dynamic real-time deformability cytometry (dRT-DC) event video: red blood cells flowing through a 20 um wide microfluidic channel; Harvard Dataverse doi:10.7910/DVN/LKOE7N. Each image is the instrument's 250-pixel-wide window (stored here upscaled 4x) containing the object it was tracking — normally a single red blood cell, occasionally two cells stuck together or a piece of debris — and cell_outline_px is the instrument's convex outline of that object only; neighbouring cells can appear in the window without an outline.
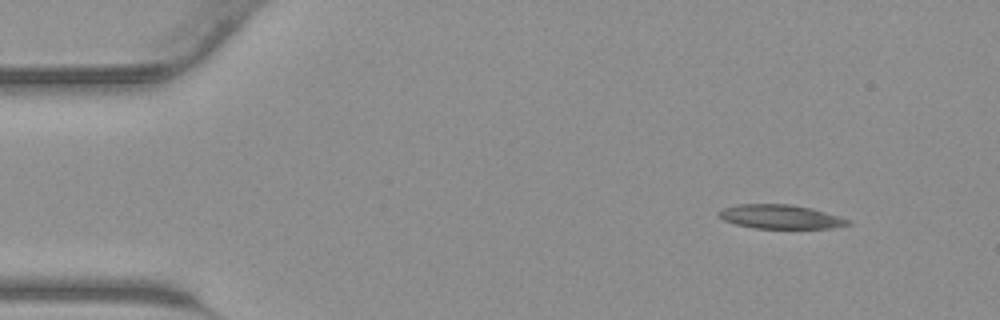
{"species": "common noctule bat (a hibernating species)", "species_latin": "Nyctalus noctula", "temperature_condition": "warm", "stored_images_in_passage": 39, "camera_frame_rate_fps": 3000, "um_per_image_px": 0.085, "animal": {"sex": "male", "body_mass_g": 23.1, "forearm_length_mm": 52.7}, "frame": {"image": 1, "passage_image": 1, "time_ms": 0.0, "image_size_px": [1000, 320], "cell_outline_px": [[852, 224], [832, 228], [752, 228], [736, 224], [724, 220], [716, 212], [724, 208], [740, 204], [788, 204], [808, 208], [824, 212], [852, 220]], "centroid_in_image_um": [66.34, 18.43], "position_along_channel_um": 18.7, "area_um2": 17.86}}
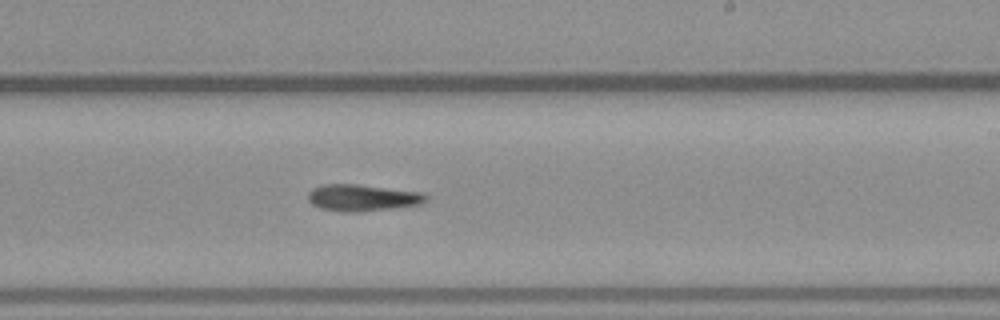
{"frame": {"image": 2, "passage_image": 22, "time_ms": 7.0, "image_size_px": [1000, 320], "cell_outline_px": [[428, 200], [420, 204], [392, 208], [360, 212], [340, 212], [320, 208], [312, 204], [308, 200], [308, 192], [312, 188], [320, 184], [356, 184], [424, 192], [428, 196]], "centroid_in_image_um": [30.8, 16.8], "position_along_channel_um": 258.2, "area_um2": 18.55}}
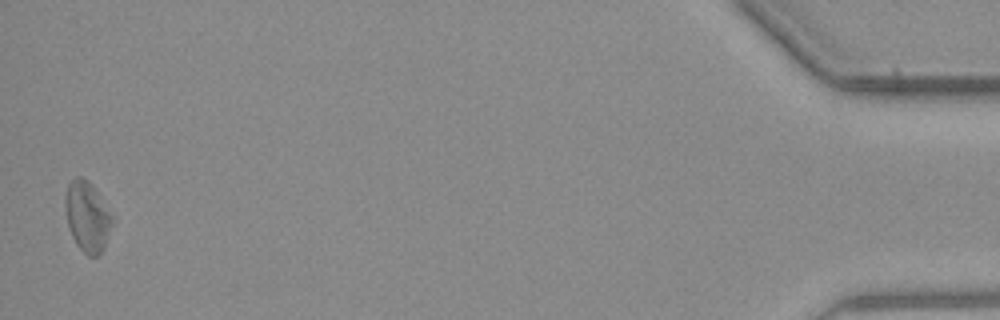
{"frame": {"image": 3, "passage_image": 39, "time_ms": 12.667, "image_size_px": [1000, 320], "cell_outline_px": [[116, 220], [104, 248], [96, 256], [88, 256], [76, 244], [72, 236], [68, 224], [64, 204], [64, 200], [68, 184], [76, 176], [80, 176], [88, 180], [116, 216]], "centroid_in_image_um": [7.48, 18.4], "position_along_channel_um": 427.7, "area_um2": 19.71}}